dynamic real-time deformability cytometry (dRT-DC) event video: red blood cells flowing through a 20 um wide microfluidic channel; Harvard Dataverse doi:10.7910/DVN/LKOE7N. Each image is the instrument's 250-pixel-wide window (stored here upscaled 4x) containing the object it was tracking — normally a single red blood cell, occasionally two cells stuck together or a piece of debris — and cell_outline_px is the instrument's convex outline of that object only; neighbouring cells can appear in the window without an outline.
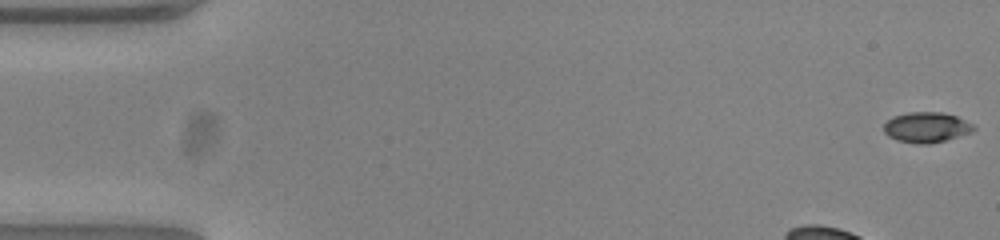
{"species": "common noctule bat (a hibernating species)", "species_latin": "Nyctalus noctula", "temperature_condition": "warm", "stored_images_in_passage": 42, "camera_frame_rate_fps": 3000, "um_per_image_px": 0.085, "animal": {"sex": "female", "body_mass_g": 23.0, "forearm_length_mm": 53.4}, "frame": {"image": 1, "passage_image": 1, "time_ms": 0.0, "image_size_px": [1000, 240], "cell_outline_px": [[976, 128], [972, 132], [944, 140], [928, 144], [916, 144], [896, 140], [888, 136], [884, 132], [884, 124], [892, 116], [908, 112], [944, 112], [956, 116], [972, 124]], "centroid_in_image_um": [78.72, 10.82], "position_along_channel_um": 6.3, "area_um2": 15.9}}
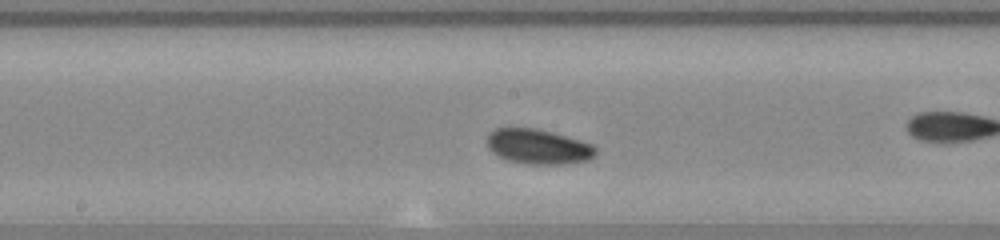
{"frame": {"image": 2, "passage_image": 25, "time_ms": 8.0, "image_size_px": [1000, 240], "cell_outline_px": [[596, 156], [588, 160], [564, 164], [528, 164], [508, 160], [492, 152], [488, 148], [488, 132], [496, 128], [536, 128], [580, 140], [592, 144], [596, 148]], "centroid_in_image_um": [45.76, 12.46], "position_along_channel_um": 202.4, "area_um2": 22.02}}
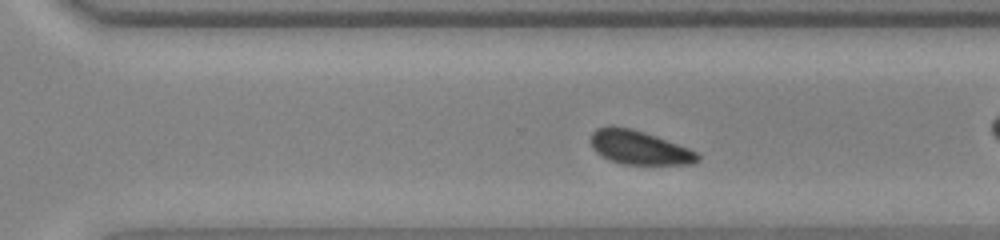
{"frame": {"image": 3, "passage_image": 34, "time_ms": 11.0, "image_size_px": [1000, 240], "cell_outline_px": [[700, 160], [692, 164], [620, 164], [600, 156], [592, 148], [588, 140], [592, 132], [596, 128], [632, 128], [656, 136], [688, 148], [696, 152], [700, 156]], "centroid_in_image_um": [54.31, 12.56], "position_along_channel_um": 316.3, "area_um2": 20.92}, "authors_computed_cell_mechanics": {"area_um2": 21.1548, "velocity_mm_per_s": 3.797, "shape_relaxation_time_tau1_ms": 2.6142, "shape_relaxation_time_tau2_ms": 6.1013, "deformation_change_tau1": 0.1122, "deformation_change_tau2": 0.0988}}